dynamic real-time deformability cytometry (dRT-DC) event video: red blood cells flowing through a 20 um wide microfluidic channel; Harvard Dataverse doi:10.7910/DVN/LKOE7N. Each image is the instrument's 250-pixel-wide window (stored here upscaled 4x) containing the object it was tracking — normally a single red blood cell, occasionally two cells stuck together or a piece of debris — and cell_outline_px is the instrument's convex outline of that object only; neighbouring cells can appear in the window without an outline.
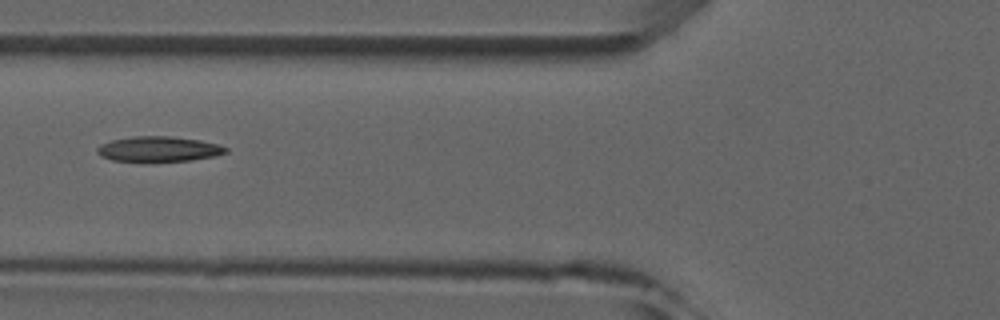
{"species": "common noctule bat (a hibernating species)", "species_latin": "Nyctalus noctula", "temperature_condition": "room temperature", "stored_images_in_passage": 4, "camera_frame_rate_fps": 3000, "um_per_image_px": 0.085, "animal": {"sex": "male", "forearm_length_mm": 52.5}, "frame": {"image": 1, "passage_image": 3, "time_ms": 2.333, "image_size_px": [1000, 320], "cell_outline_px": [[228, 152], [216, 156], [192, 160], [112, 160], [100, 156], [96, 152], [96, 148], [100, 144], [112, 140], [136, 136], [168, 136], [200, 140], [216, 144], [228, 148]], "centroid_in_image_um": [13.49, 12.65], "position_along_channel_um": 112.3, "area_um2": 18.5}}
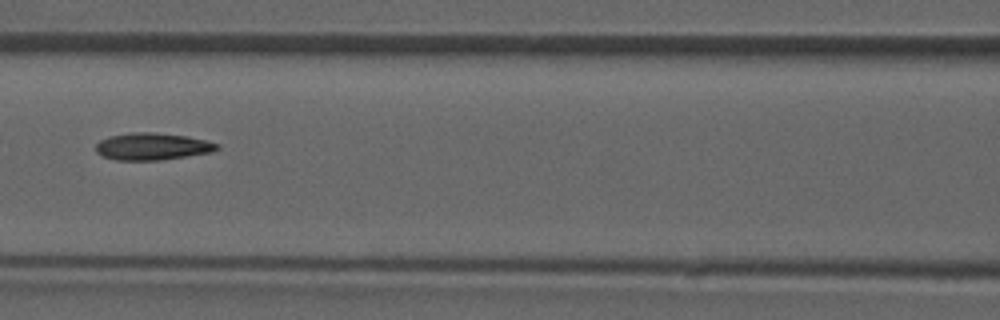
{"frame": {"image": 2, "passage_image": 4, "time_ms": 3.333, "image_size_px": [1000, 320], "cell_outline_px": [[220, 148], [212, 152], [160, 160], [116, 160], [104, 156], [96, 152], [96, 144], [100, 140], [108, 136], [132, 132], [152, 132], [188, 136], [220, 144]], "centroid_in_image_um": [12.95, 12.44], "position_along_channel_um": 153.7, "area_um2": 19.13}}